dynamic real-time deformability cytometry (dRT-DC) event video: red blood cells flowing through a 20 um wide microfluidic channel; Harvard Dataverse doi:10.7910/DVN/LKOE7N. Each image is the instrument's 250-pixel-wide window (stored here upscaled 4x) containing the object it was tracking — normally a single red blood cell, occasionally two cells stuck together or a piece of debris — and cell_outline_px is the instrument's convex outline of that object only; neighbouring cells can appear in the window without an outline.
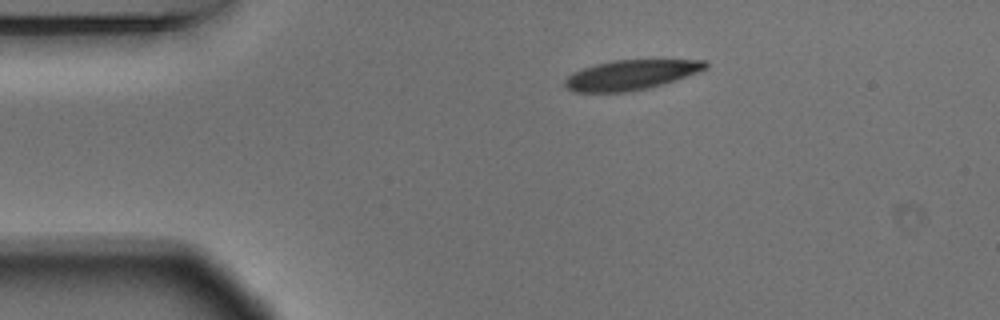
{"species": "Egyptian fruit bat (a non-hibernating species)", "species_latin": "Rousettus aegyptiacus", "temperature_condition": "warm", "stored_images_in_passage": 45, "camera_frame_rate_fps": 3000, "um_per_image_px": 0.085, "animal": {"sex": "male"}, "frame": {"image": 1, "passage_image": 1, "time_ms": 0.0, "image_size_px": [1000, 320], "cell_outline_px": [[708, 68], [676, 80], [648, 88], [628, 92], [572, 92], [564, 84], [564, 80], [572, 72], [596, 64], [612, 60], [704, 60], [708, 64]], "centroid_in_image_um": [53.61, 6.37], "position_along_channel_um": 31.4, "area_um2": 24.39}}
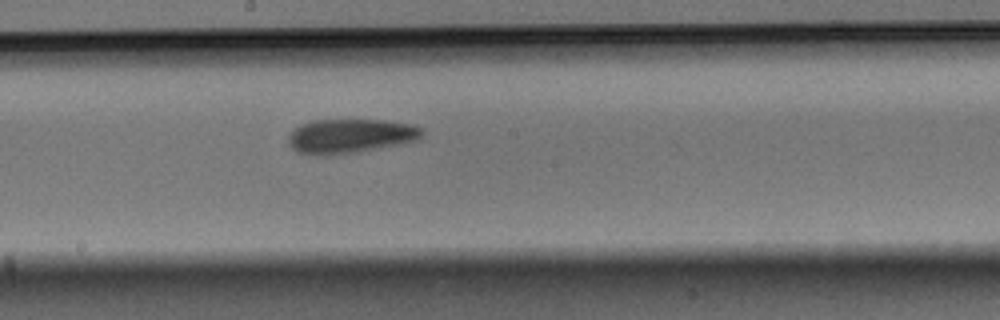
{"frame": {"image": 2, "passage_image": 20, "time_ms": 6.333, "image_size_px": [1000, 320], "cell_outline_px": [[424, 132], [416, 140], [400, 144], [356, 152], [324, 156], [316, 156], [296, 152], [288, 144], [288, 136], [300, 124], [312, 120], [384, 120], [412, 124], [420, 128]], "centroid_in_image_um": [29.72, 11.57], "position_along_channel_um": 218.5, "area_um2": 26.76}}
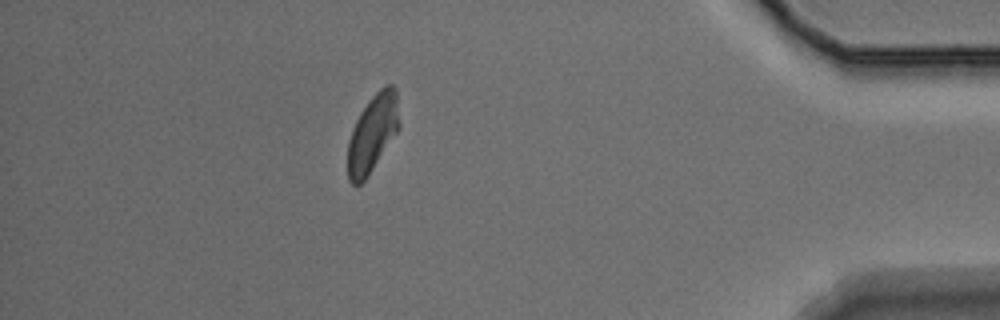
{"frame": {"image": 3, "passage_image": 39, "time_ms": 12.667, "image_size_px": [1000, 320], "cell_outline_px": [[400, 128], [364, 180], [360, 184], [352, 184], [348, 180], [348, 140], [352, 128], [360, 112], [368, 100], [380, 88], [388, 84], [392, 84], [396, 88], [400, 124]], "centroid_in_image_um": [31.67, 11.29], "position_along_channel_um": 403.5, "area_um2": 23.18}, "authors_computed_cell_mechanics": {"area_um2": 25.2586, "velocity_mm_per_s": 3.6551, "shape_relaxation_time_tau1_ms": 3.7004, "shape_relaxation_time_tau2_ms": 1.7127, "deformation_change_tau1": 0.1304, "deformation_change_tau2": 0.0593}}